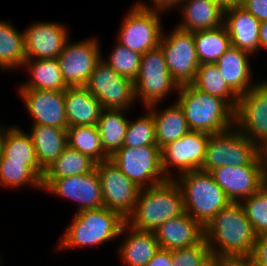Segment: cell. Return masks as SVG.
Here are the masks:
<instances>
[{
	"mask_svg": "<svg viewBox=\"0 0 267 266\" xmlns=\"http://www.w3.org/2000/svg\"><path fill=\"white\" fill-rule=\"evenodd\" d=\"M210 252L226 258L250 257L256 233L240 203L231 202L220 210L204 228Z\"/></svg>",
	"mask_w": 267,
	"mask_h": 266,
	"instance_id": "1",
	"label": "cell"
},
{
	"mask_svg": "<svg viewBox=\"0 0 267 266\" xmlns=\"http://www.w3.org/2000/svg\"><path fill=\"white\" fill-rule=\"evenodd\" d=\"M185 213L183 194L174 179L140 189L133 212L127 217L130 227L155 232L158 227Z\"/></svg>",
	"mask_w": 267,
	"mask_h": 266,
	"instance_id": "2",
	"label": "cell"
},
{
	"mask_svg": "<svg viewBox=\"0 0 267 266\" xmlns=\"http://www.w3.org/2000/svg\"><path fill=\"white\" fill-rule=\"evenodd\" d=\"M126 223L118 212L102 207L75 213L70 225L57 242V251L76 247L97 246L120 237Z\"/></svg>",
	"mask_w": 267,
	"mask_h": 266,
	"instance_id": "3",
	"label": "cell"
},
{
	"mask_svg": "<svg viewBox=\"0 0 267 266\" xmlns=\"http://www.w3.org/2000/svg\"><path fill=\"white\" fill-rule=\"evenodd\" d=\"M176 94L190 130L217 134L234 127V109L220 97L201 92L191 84L179 86Z\"/></svg>",
	"mask_w": 267,
	"mask_h": 266,
	"instance_id": "4",
	"label": "cell"
},
{
	"mask_svg": "<svg viewBox=\"0 0 267 266\" xmlns=\"http://www.w3.org/2000/svg\"><path fill=\"white\" fill-rule=\"evenodd\" d=\"M185 212L203 228L231 201L209 172L190 171L177 176Z\"/></svg>",
	"mask_w": 267,
	"mask_h": 266,
	"instance_id": "5",
	"label": "cell"
},
{
	"mask_svg": "<svg viewBox=\"0 0 267 266\" xmlns=\"http://www.w3.org/2000/svg\"><path fill=\"white\" fill-rule=\"evenodd\" d=\"M262 165L259 147L242 134L235 126L211 134L206 145L201 171L210 172L223 166Z\"/></svg>",
	"mask_w": 267,
	"mask_h": 266,
	"instance_id": "6",
	"label": "cell"
},
{
	"mask_svg": "<svg viewBox=\"0 0 267 266\" xmlns=\"http://www.w3.org/2000/svg\"><path fill=\"white\" fill-rule=\"evenodd\" d=\"M136 101L144 109L159 104L170 93L178 92L179 85L173 80L160 46L142 55L138 77L134 81Z\"/></svg>",
	"mask_w": 267,
	"mask_h": 266,
	"instance_id": "7",
	"label": "cell"
},
{
	"mask_svg": "<svg viewBox=\"0 0 267 266\" xmlns=\"http://www.w3.org/2000/svg\"><path fill=\"white\" fill-rule=\"evenodd\" d=\"M110 161L140 189L168 180L162 170L161 149L158 145L122 147L110 157Z\"/></svg>",
	"mask_w": 267,
	"mask_h": 266,
	"instance_id": "8",
	"label": "cell"
},
{
	"mask_svg": "<svg viewBox=\"0 0 267 266\" xmlns=\"http://www.w3.org/2000/svg\"><path fill=\"white\" fill-rule=\"evenodd\" d=\"M163 11L130 7L120 26L117 43L144 54L159 46Z\"/></svg>",
	"mask_w": 267,
	"mask_h": 266,
	"instance_id": "9",
	"label": "cell"
},
{
	"mask_svg": "<svg viewBox=\"0 0 267 266\" xmlns=\"http://www.w3.org/2000/svg\"><path fill=\"white\" fill-rule=\"evenodd\" d=\"M176 28L162 33L159 46L173 80L179 85L191 84L200 65L195 48L194 32Z\"/></svg>",
	"mask_w": 267,
	"mask_h": 266,
	"instance_id": "10",
	"label": "cell"
},
{
	"mask_svg": "<svg viewBox=\"0 0 267 266\" xmlns=\"http://www.w3.org/2000/svg\"><path fill=\"white\" fill-rule=\"evenodd\" d=\"M85 87L104 109L130 111L136 102L134 81L119 75L102 60L96 64Z\"/></svg>",
	"mask_w": 267,
	"mask_h": 266,
	"instance_id": "11",
	"label": "cell"
},
{
	"mask_svg": "<svg viewBox=\"0 0 267 266\" xmlns=\"http://www.w3.org/2000/svg\"><path fill=\"white\" fill-rule=\"evenodd\" d=\"M234 126L258 147L267 140V82L259 80L239 96Z\"/></svg>",
	"mask_w": 267,
	"mask_h": 266,
	"instance_id": "12",
	"label": "cell"
},
{
	"mask_svg": "<svg viewBox=\"0 0 267 266\" xmlns=\"http://www.w3.org/2000/svg\"><path fill=\"white\" fill-rule=\"evenodd\" d=\"M210 135L190 130L186 135L164 146L161 149V165L165 176L175 179L183 173L201 170ZM171 168L177 169L174 170L176 173L172 174Z\"/></svg>",
	"mask_w": 267,
	"mask_h": 266,
	"instance_id": "13",
	"label": "cell"
},
{
	"mask_svg": "<svg viewBox=\"0 0 267 266\" xmlns=\"http://www.w3.org/2000/svg\"><path fill=\"white\" fill-rule=\"evenodd\" d=\"M64 45L58 60L63 80L68 87L85 86L96 64L101 60L102 49L96 37L69 42Z\"/></svg>",
	"mask_w": 267,
	"mask_h": 266,
	"instance_id": "14",
	"label": "cell"
},
{
	"mask_svg": "<svg viewBox=\"0 0 267 266\" xmlns=\"http://www.w3.org/2000/svg\"><path fill=\"white\" fill-rule=\"evenodd\" d=\"M103 205L124 219L133 212L140 188L110 160L96 163Z\"/></svg>",
	"mask_w": 267,
	"mask_h": 266,
	"instance_id": "15",
	"label": "cell"
},
{
	"mask_svg": "<svg viewBox=\"0 0 267 266\" xmlns=\"http://www.w3.org/2000/svg\"><path fill=\"white\" fill-rule=\"evenodd\" d=\"M77 203L76 212L104 207L100 179L96 169L83 175L42 179V191Z\"/></svg>",
	"mask_w": 267,
	"mask_h": 266,
	"instance_id": "16",
	"label": "cell"
},
{
	"mask_svg": "<svg viewBox=\"0 0 267 266\" xmlns=\"http://www.w3.org/2000/svg\"><path fill=\"white\" fill-rule=\"evenodd\" d=\"M23 31L26 60L57 59L71 38L67 27L60 22L38 21Z\"/></svg>",
	"mask_w": 267,
	"mask_h": 266,
	"instance_id": "17",
	"label": "cell"
},
{
	"mask_svg": "<svg viewBox=\"0 0 267 266\" xmlns=\"http://www.w3.org/2000/svg\"><path fill=\"white\" fill-rule=\"evenodd\" d=\"M17 93L33 118L31 124L68 128L64 91L18 89Z\"/></svg>",
	"mask_w": 267,
	"mask_h": 266,
	"instance_id": "18",
	"label": "cell"
},
{
	"mask_svg": "<svg viewBox=\"0 0 267 266\" xmlns=\"http://www.w3.org/2000/svg\"><path fill=\"white\" fill-rule=\"evenodd\" d=\"M231 202L240 203L263 186L262 165L223 166L209 172Z\"/></svg>",
	"mask_w": 267,
	"mask_h": 266,
	"instance_id": "19",
	"label": "cell"
},
{
	"mask_svg": "<svg viewBox=\"0 0 267 266\" xmlns=\"http://www.w3.org/2000/svg\"><path fill=\"white\" fill-rule=\"evenodd\" d=\"M223 24L230 35L231 46L252 56L260 51L261 22L243 7L226 9Z\"/></svg>",
	"mask_w": 267,
	"mask_h": 266,
	"instance_id": "20",
	"label": "cell"
},
{
	"mask_svg": "<svg viewBox=\"0 0 267 266\" xmlns=\"http://www.w3.org/2000/svg\"><path fill=\"white\" fill-rule=\"evenodd\" d=\"M160 248L174 250L199 244L204 228L186 212L161 224L154 232Z\"/></svg>",
	"mask_w": 267,
	"mask_h": 266,
	"instance_id": "21",
	"label": "cell"
},
{
	"mask_svg": "<svg viewBox=\"0 0 267 266\" xmlns=\"http://www.w3.org/2000/svg\"><path fill=\"white\" fill-rule=\"evenodd\" d=\"M64 100L68 127L97 125L104 107L85 86L67 87Z\"/></svg>",
	"mask_w": 267,
	"mask_h": 266,
	"instance_id": "22",
	"label": "cell"
},
{
	"mask_svg": "<svg viewBox=\"0 0 267 266\" xmlns=\"http://www.w3.org/2000/svg\"><path fill=\"white\" fill-rule=\"evenodd\" d=\"M118 248L126 266H146L160 248L154 232L140 231L124 224L119 236H123Z\"/></svg>",
	"mask_w": 267,
	"mask_h": 266,
	"instance_id": "23",
	"label": "cell"
},
{
	"mask_svg": "<svg viewBox=\"0 0 267 266\" xmlns=\"http://www.w3.org/2000/svg\"><path fill=\"white\" fill-rule=\"evenodd\" d=\"M249 57L252 55L248 52L231 46L215 63L227 85L238 96L256 84L253 81Z\"/></svg>",
	"mask_w": 267,
	"mask_h": 266,
	"instance_id": "24",
	"label": "cell"
},
{
	"mask_svg": "<svg viewBox=\"0 0 267 266\" xmlns=\"http://www.w3.org/2000/svg\"><path fill=\"white\" fill-rule=\"evenodd\" d=\"M178 7L182 11L180 29L195 32L223 25L224 10L215 0H182Z\"/></svg>",
	"mask_w": 267,
	"mask_h": 266,
	"instance_id": "25",
	"label": "cell"
},
{
	"mask_svg": "<svg viewBox=\"0 0 267 266\" xmlns=\"http://www.w3.org/2000/svg\"><path fill=\"white\" fill-rule=\"evenodd\" d=\"M37 160L45 172L68 146L67 129L32 124L29 132Z\"/></svg>",
	"mask_w": 267,
	"mask_h": 266,
	"instance_id": "26",
	"label": "cell"
},
{
	"mask_svg": "<svg viewBox=\"0 0 267 266\" xmlns=\"http://www.w3.org/2000/svg\"><path fill=\"white\" fill-rule=\"evenodd\" d=\"M147 108L154 117L156 142L160 149L190 131L183 109L178 102H172L167 108L160 109L161 111L158 110L160 108L159 104H154Z\"/></svg>",
	"mask_w": 267,
	"mask_h": 266,
	"instance_id": "27",
	"label": "cell"
},
{
	"mask_svg": "<svg viewBox=\"0 0 267 266\" xmlns=\"http://www.w3.org/2000/svg\"><path fill=\"white\" fill-rule=\"evenodd\" d=\"M24 68V71L28 70L30 77L22 85H18V89L65 91L68 87L63 80L58 59L25 60Z\"/></svg>",
	"mask_w": 267,
	"mask_h": 266,
	"instance_id": "28",
	"label": "cell"
},
{
	"mask_svg": "<svg viewBox=\"0 0 267 266\" xmlns=\"http://www.w3.org/2000/svg\"><path fill=\"white\" fill-rule=\"evenodd\" d=\"M1 154L8 159V162H24V165H28L43 179L45 172L37 160L31 136L19 126L7 127L2 140Z\"/></svg>",
	"mask_w": 267,
	"mask_h": 266,
	"instance_id": "29",
	"label": "cell"
},
{
	"mask_svg": "<svg viewBox=\"0 0 267 266\" xmlns=\"http://www.w3.org/2000/svg\"><path fill=\"white\" fill-rule=\"evenodd\" d=\"M25 60L24 31H18L7 20H0V69L20 70Z\"/></svg>",
	"mask_w": 267,
	"mask_h": 266,
	"instance_id": "30",
	"label": "cell"
},
{
	"mask_svg": "<svg viewBox=\"0 0 267 266\" xmlns=\"http://www.w3.org/2000/svg\"><path fill=\"white\" fill-rule=\"evenodd\" d=\"M125 113L124 109H104L97 122L103 150L109 157L123 147L129 122Z\"/></svg>",
	"mask_w": 267,
	"mask_h": 266,
	"instance_id": "31",
	"label": "cell"
},
{
	"mask_svg": "<svg viewBox=\"0 0 267 266\" xmlns=\"http://www.w3.org/2000/svg\"><path fill=\"white\" fill-rule=\"evenodd\" d=\"M195 48L200 64H213L231 47L230 35L225 27L194 32Z\"/></svg>",
	"mask_w": 267,
	"mask_h": 266,
	"instance_id": "32",
	"label": "cell"
},
{
	"mask_svg": "<svg viewBox=\"0 0 267 266\" xmlns=\"http://www.w3.org/2000/svg\"><path fill=\"white\" fill-rule=\"evenodd\" d=\"M191 85L201 92L220 97L234 110L237 107L239 96L227 85L215 63L200 64Z\"/></svg>",
	"mask_w": 267,
	"mask_h": 266,
	"instance_id": "33",
	"label": "cell"
},
{
	"mask_svg": "<svg viewBox=\"0 0 267 266\" xmlns=\"http://www.w3.org/2000/svg\"><path fill=\"white\" fill-rule=\"evenodd\" d=\"M67 142L70 148L85 154L96 163L110 160V157L103 150L97 125L68 127Z\"/></svg>",
	"mask_w": 267,
	"mask_h": 266,
	"instance_id": "34",
	"label": "cell"
},
{
	"mask_svg": "<svg viewBox=\"0 0 267 266\" xmlns=\"http://www.w3.org/2000/svg\"><path fill=\"white\" fill-rule=\"evenodd\" d=\"M96 162L78 150L67 146L59 158L44 173L43 179H59L90 173Z\"/></svg>",
	"mask_w": 267,
	"mask_h": 266,
	"instance_id": "35",
	"label": "cell"
},
{
	"mask_svg": "<svg viewBox=\"0 0 267 266\" xmlns=\"http://www.w3.org/2000/svg\"><path fill=\"white\" fill-rule=\"evenodd\" d=\"M42 191V179L24 162H8L0 156V185L6 189H20L25 185Z\"/></svg>",
	"mask_w": 267,
	"mask_h": 266,
	"instance_id": "36",
	"label": "cell"
},
{
	"mask_svg": "<svg viewBox=\"0 0 267 266\" xmlns=\"http://www.w3.org/2000/svg\"><path fill=\"white\" fill-rule=\"evenodd\" d=\"M113 48L109 57L105 59L101 56V60L119 75L135 81L140 71L142 54L132 51L117 42Z\"/></svg>",
	"mask_w": 267,
	"mask_h": 266,
	"instance_id": "37",
	"label": "cell"
},
{
	"mask_svg": "<svg viewBox=\"0 0 267 266\" xmlns=\"http://www.w3.org/2000/svg\"><path fill=\"white\" fill-rule=\"evenodd\" d=\"M157 145L155 121L152 112L147 108V113L134 121L128 122L123 147H141Z\"/></svg>",
	"mask_w": 267,
	"mask_h": 266,
	"instance_id": "38",
	"label": "cell"
},
{
	"mask_svg": "<svg viewBox=\"0 0 267 266\" xmlns=\"http://www.w3.org/2000/svg\"><path fill=\"white\" fill-rule=\"evenodd\" d=\"M240 204L256 235L267 234V190L262 186Z\"/></svg>",
	"mask_w": 267,
	"mask_h": 266,
	"instance_id": "39",
	"label": "cell"
},
{
	"mask_svg": "<svg viewBox=\"0 0 267 266\" xmlns=\"http://www.w3.org/2000/svg\"><path fill=\"white\" fill-rule=\"evenodd\" d=\"M209 252V246L203 239L197 245L172 250V264L173 266H198Z\"/></svg>",
	"mask_w": 267,
	"mask_h": 266,
	"instance_id": "40",
	"label": "cell"
},
{
	"mask_svg": "<svg viewBox=\"0 0 267 266\" xmlns=\"http://www.w3.org/2000/svg\"><path fill=\"white\" fill-rule=\"evenodd\" d=\"M254 266H267V234L256 235V241L249 257Z\"/></svg>",
	"mask_w": 267,
	"mask_h": 266,
	"instance_id": "41",
	"label": "cell"
},
{
	"mask_svg": "<svg viewBox=\"0 0 267 266\" xmlns=\"http://www.w3.org/2000/svg\"><path fill=\"white\" fill-rule=\"evenodd\" d=\"M149 1L151 2L150 4L138 1L136 4L133 3V7L139 9L160 10L165 13V11L170 12L172 8L176 9L177 6L182 2V0H149Z\"/></svg>",
	"mask_w": 267,
	"mask_h": 266,
	"instance_id": "42",
	"label": "cell"
},
{
	"mask_svg": "<svg viewBox=\"0 0 267 266\" xmlns=\"http://www.w3.org/2000/svg\"><path fill=\"white\" fill-rule=\"evenodd\" d=\"M242 7L260 22L267 21V0H245Z\"/></svg>",
	"mask_w": 267,
	"mask_h": 266,
	"instance_id": "43",
	"label": "cell"
},
{
	"mask_svg": "<svg viewBox=\"0 0 267 266\" xmlns=\"http://www.w3.org/2000/svg\"><path fill=\"white\" fill-rule=\"evenodd\" d=\"M146 266H173L172 250L159 248Z\"/></svg>",
	"mask_w": 267,
	"mask_h": 266,
	"instance_id": "44",
	"label": "cell"
},
{
	"mask_svg": "<svg viewBox=\"0 0 267 266\" xmlns=\"http://www.w3.org/2000/svg\"><path fill=\"white\" fill-rule=\"evenodd\" d=\"M225 258L218 253L209 252L198 266H222Z\"/></svg>",
	"mask_w": 267,
	"mask_h": 266,
	"instance_id": "45",
	"label": "cell"
},
{
	"mask_svg": "<svg viewBox=\"0 0 267 266\" xmlns=\"http://www.w3.org/2000/svg\"><path fill=\"white\" fill-rule=\"evenodd\" d=\"M222 266H254L249 257L225 258Z\"/></svg>",
	"mask_w": 267,
	"mask_h": 266,
	"instance_id": "46",
	"label": "cell"
},
{
	"mask_svg": "<svg viewBox=\"0 0 267 266\" xmlns=\"http://www.w3.org/2000/svg\"><path fill=\"white\" fill-rule=\"evenodd\" d=\"M218 5L225 11L233 7H242L245 0H215Z\"/></svg>",
	"mask_w": 267,
	"mask_h": 266,
	"instance_id": "47",
	"label": "cell"
},
{
	"mask_svg": "<svg viewBox=\"0 0 267 266\" xmlns=\"http://www.w3.org/2000/svg\"><path fill=\"white\" fill-rule=\"evenodd\" d=\"M260 49L267 50V21L260 24Z\"/></svg>",
	"mask_w": 267,
	"mask_h": 266,
	"instance_id": "48",
	"label": "cell"
},
{
	"mask_svg": "<svg viewBox=\"0 0 267 266\" xmlns=\"http://www.w3.org/2000/svg\"><path fill=\"white\" fill-rule=\"evenodd\" d=\"M259 157L262 163L263 171H267V140L259 146Z\"/></svg>",
	"mask_w": 267,
	"mask_h": 266,
	"instance_id": "49",
	"label": "cell"
},
{
	"mask_svg": "<svg viewBox=\"0 0 267 266\" xmlns=\"http://www.w3.org/2000/svg\"><path fill=\"white\" fill-rule=\"evenodd\" d=\"M7 127L5 125L0 124V156H1V151H2V140L5 134Z\"/></svg>",
	"mask_w": 267,
	"mask_h": 266,
	"instance_id": "50",
	"label": "cell"
},
{
	"mask_svg": "<svg viewBox=\"0 0 267 266\" xmlns=\"http://www.w3.org/2000/svg\"><path fill=\"white\" fill-rule=\"evenodd\" d=\"M263 187L267 190V171H263Z\"/></svg>",
	"mask_w": 267,
	"mask_h": 266,
	"instance_id": "51",
	"label": "cell"
}]
</instances>
